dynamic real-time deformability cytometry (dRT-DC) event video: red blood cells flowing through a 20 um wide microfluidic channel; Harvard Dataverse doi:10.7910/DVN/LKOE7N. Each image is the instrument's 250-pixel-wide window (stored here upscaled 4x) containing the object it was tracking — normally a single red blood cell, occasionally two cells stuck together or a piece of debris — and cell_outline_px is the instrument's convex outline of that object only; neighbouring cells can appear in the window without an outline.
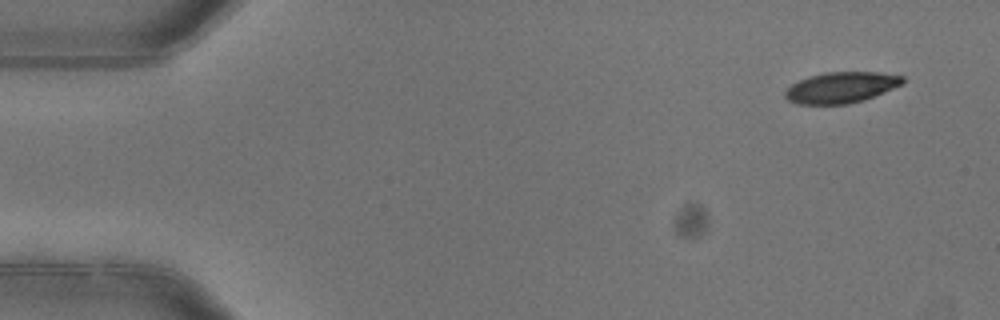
{"species": "common noctule bat (a hibernating species)", "species_latin": "Nyctalus noctula", "temperature_condition": "warm", "stored_images_in_passage": 5, "camera_frame_rate_fps": 3000, "um_per_image_px": 0.085, "animal": {"sex": "female"}, "frame": {"image": 1, "passage_image": 1, "time_ms": 0.0, "image_size_px": [1000, 320], "cell_outline_px": [[904, 84], [864, 100], [848, 104], [796, 104], [788, 100], [784, 96], [784, 92], [792, 84], [808, 76], [824, 72], [880, 72], [904, 76]], "centroid_in_image_um": [71.51, 7.43], "position_along_channel_um": 13.5, "area_um2": 21.33}}
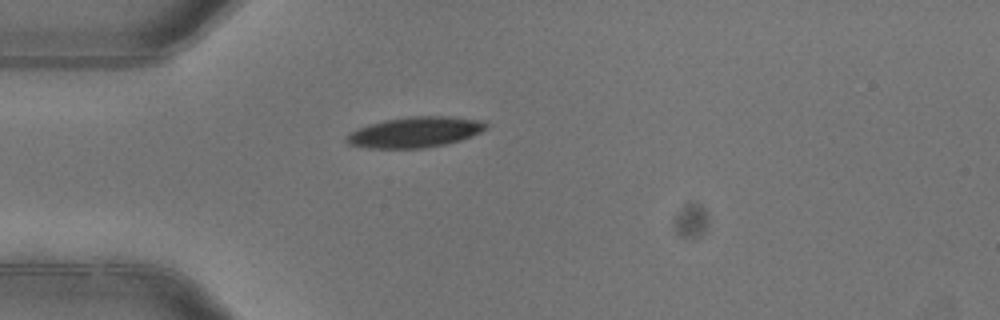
{"frame": {"image": 2, "passage_image": 4, "time_ms": 1.0, "image_size_px": [1000, 320], "cell_outline_px": [[488, 128], [472, 136], [460, 140], [444, 144], [424, 148], [368, 148], [348, 144], [344, 140], [344, 136], [348, 132], [368, 124], [384, 120], [408, 116], [448, 116], [484, 120], [488, 124]], "centroid_in_image_um": [35.26, 11.22], "position_along_channel_um": 49.7, "area_um2": 25.14}}